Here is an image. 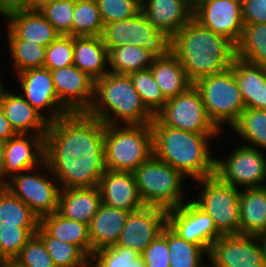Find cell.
<instances>
[{
	"label": "cell",
	"mask_w": 266,
	"mask_h": 267,
	"mask_svg": "<svg viewBox=\"0 0 266 267\" xmlns=\"http://www.w3.org/2000/svg\"><path fill=\"white\" fill-rule=\"evenodd\" d=\"M36 234L53 260L55 267H88L90 258L77 246L49 236L40 226Z\"/></svg>",
	"instance_id": "obj_37"
},
{
	"label": "cell",
	"mask_w": 266,
	"mask_h": 267,
	"mask_svg": "<svg viewBox=\"0 0 266 267\" xmlns=\"http://www.w3.org/2000/svg\"><path fill=\"white\" fill-rule=\"evenodd\" d=\"M153 155L150 124L105 125V167L111 171L134 172Z\"/></svg>",
	"instance_id": "obj_5"
},
{
	"label": "cell",
	"mask_w": 266,
	"mask_h": 267,
	"mask_svg": "<svg viewBox=\"0 0 266 267\" xmlns=\"http://www.w3.org/2000/svg\"><path fill=\"white\" fill-rule=\"evenodd\" d=\"M156 57L136 45H123L112 48L108 52L109 72L116 74H130L139 70L148 69Z\"/></svg>",
	"instance_id": "obj_31"
},
{
	"label": "cell",
	"mask_w": 266,
	"mask_h": 267,
	"mask_svg": "<svg viewBox=\"0 0 266 267\" xmlns=\"http://www.w3.org/2000/svg\"><path fill=\"white\" fill-rule=\"evenodd\" d=\"M133 173L145 206H155L168 211L184 203L182 185L186 177L154 155Z\"/></svg>",
	"instance_id": "obj_6"
},
{
	"label": "cell",
	"mask_w": 266,
	"mask_h": 267,
	"mask_svg": "<svg viewBox=\"0 0 266 267\" xmlns=\"http://www.w3.org/2000/svg\"><path fill=\"white\" fill-rule=\"evenodd\" d=\"M172 38L158 31L142 12L133 16V37L129 44L145 48L156 58L167 56L171 52Z\"/></svg>",
	"instance_id": "obj_30"
},
{
	"label": "cell",
	"mask_w": 266,
	"mask_h": 267,
	"mask_svg": "<svg viewBox=\"0 0 266 267\" xmlns=\"http://www.w3.org/2000/svg\"><path fill=\"white\" fill-rule=\"evenodd\" d=\"M59 101L71 112H87L94 99L95 80L74 64L50 70Z\"/></svg>",
	"instance_id": "obj_17"
},
{
	"label": "cell",
	"mask_w": 266,
	"mask_h": 267,
	"mask_svg": "<svg viewBox=\"0 0 266 267\" xmlns=\"http://www.w3.org/2000/svg\"><path fill=\"white\" fill-rule=\"evenodd\" d=\"M259 238L261 239V242H262V244H263V248H264V252H265V254H266V232L263 233V234H261V235L259 236Z\"/></svg>",
	"instance_id": "obj_56"
},
{
	"label": "cell",
	"mask_w": 266,
	"mask_h": 267,
	"mask_svg": "<svg viewBox=\"0 0 266 267\" xmlns=\"http://www.w3.org/2000/svg\"><path fill=\"white\" fill-rule=\"evenodd\" d=\"M105 124L86 112L48 124L44 161L61 189L95 187L106 170Z\"/></svg>",
	"instance_id": "obj_1"
},
{
	"label": "cell",
	"mask_w": 266,
	"mask_h": 267,
	"mask_svg": "<svg viewBox=\"0 0 266 267\" xmlns=\"http://www.w3.org/2000/svg\"><path fill=\"white\" fill-rule=\"evenodd\" d=\"M75 0H56L42 6L39 11L62 35L72 36V19Z\"/></svg>",
	"instance_id": "obj_42"
},
{
	"label": "cell",
	"mask_w": 266,
	"mask_h": 267,
	"mask_svg": "<svg viewBox=\"0 0 266 267\" xmlns=\"http://www.w3.org/2000/svg\"><path fill=\"white\" fill-rule=\"evenodd\" d=\"M7 91L1 104L5 117L18 134L46 135L49 122L20 94Z\"/></svg>",
	"instance_id": "obj_22"
},
{
	"label": "cell",
	"mask_w": 266,
	"mask_h": 267,
	"mask_svg": "<svg viewBox=\"0 0 266 267\" xmlns=\"http://www.w3.org/2000/svg\"><path fill=\"white\" fill-rule=\"evenodd\" d=\"M102 203L124 211L133 212L143 208L133 172L106 169L98 183Z\"/></svg>",
	"instance_id": "obj_19"
},
{
	"label": "cell",
	"mask_w": 266,
	"mask_h": 267,
	"mask_svg": "<svg viewBox=\"0 0 266 267\" xmlns=\"http://www.w3.org/2000/svg\"><path fill=\"white\" fill-rule=\"evenodd\" d=\"M73 64L94 80L109 73L108 50L101 36H73Z\"/></svg>",
	"instance_id": "obj_26"
},
{
	"label": "cell",
	"mask_w": 266,
	"mask_h": 267,
	"mask_svg": "<svg viewBox=\"0 0 266 267\" xmlns=\"http://www.w3.org/2000/svg\"><path fill=\"white\" fill-rule=\"evenodd\" d=\"M153 155L196 181L215 175V156L210 139L220 134H197L162 125L156 118L151 122ZM192 178V179H191Z\"/></svg>",
	"instance_id": "obj_3"
},
{
	"label": "cell",
	"mask_w": 266,
	"mask_h": 267,
	"mask_svg": "<svg viewBox=\"0 0 266 267\" xmlns=\"http://www.w3.org/2000/svg\"><path fill=\"white\" fill-rule=\"evenodd\" d=\"M4 263L3 259L0 257V266Z\"/></svg>",
	"instance_id": "obj_58"
},
{
	"label": "cell",
	"mask_w": 266,
	"mask_h": 267,
	"mask_svg": "<svg viewBox=\"0 0 266 267\" xmlns=\"http://www.w3.org/2000/svg\"><path fill=\"white\" fill-rule=\"evenodd\" d=\"M17 133L11 127L10 122L5 117L3 110L0 108V139L8 141L10 138L15 136Z\"/></svg>",
	"instance_id": "obj_50"
},
{
	"label": "cell",
	"mask_w": 266,
	"mask_h": 267,
	"mask_svg": "<svg viewBox=\"0 0 266 267\" xmlns=\"http://www.w3.org/2000/svg\"><path fill=\"white\" fill-rule=\"evenodd\" d=\"M170 267H205L202 260L208 253L199 245L186 241L167 224Z\"/></svg>",
	"instance_id": "obj_35"
},
{
	"label": "cell",
	"mask_w": 266,
	"mask_h": 267,
	"mask_svg": "<svg viewBox=\"0 0 266 267\" xmlns=\"http://www.w3.org/2000/svg\"><path fill=\"white\" fill-rule=\"evenodd\" d=\"M246 108L266 110V66L238 57L231 66Z\"/></svg>",
	"instance_id": "obj_23"
},
{
	"label": "cell",
	"mask_w": 266,
	"mask_h": 267,
	"mask_svg": "<svg viewBox=\"0 0 266 267\" xmlns=\"http://www.w3.org/2000/svg\"><path fill=\"white\" fill-rule=\"evenodd\" d=\"M145 267H170L167 242V224L161 233L146 247L140 255Z\"/></svg>",
	"instance_id": "obj_47"
},
{
	"label": "cell",
	"mask_w": 266,
	"mask_h": 267,
	"mask_svg": "<svg viewBox=\"0 0 266 267\" xmlns=\"http://www.w3.org/2000/svg\"><path fill=\"white\" fill-rule=\"evenodd\" d=\"M39 226H9L0 224V257L13 261Z\"/></svg>",
	"instance_id": "obj_40"
},
{
	"label": "cell",
	"mask_w": 266,
	"mask_h": 267,
	"mask_svg": "<svg viewBox=\"0 0 266 267\" xmlns=\"http://www.w3.org/2000/svg\"><path fill=\"white\" fill-rule=\"evenodd\" d=\"M6 141L0 139V186H1V169L4 163V151Z\"/></svg>",
	"instance_id": "obj_52"
},
{
	"label": "cell",
	"mask_w": 266,
	"mask_h": 267,
	"mask_svg": "<svg viewBox=\"0 0 266 267\" xmlns=\"http://www.w3.org/2000/svg\"><path fill=\"white\" fill-rule=\"evenodd\" d=\"M230 128L243 140V145L266 150V110L245 108Z\"/></svg>",
	"instance_id": "obj_32"
},
{
	"label": "cell",
	"mask_w": 266,
	"mask_h": 267,
	"mask_svg": "<svg viewBox=\"0 0 266 267\" xmlns=\"http://www.w3.org/2000/svg\"><path fill=\"white\" fill-rule=\"evenodd\" d=\"M193 18L235 45L242 37V0H203L193 13Z\"/></svg>",
	"instance_id": "obj_16"
},
{
	"label": "cell",
	"mask_w": 266,
	"mask_h": 267,
	"mask_svg": "<svg viewBox=\"0 0 266 267\" xmlns=\"http://www.w3.org/2000/svg\"><path fill=\"white\" fill-rule=\"evenodd\" d=\"M1 72V71H0ZM2 73H0V108H1V104H2V102H3V99H4V96H5V94L7 93V91H8V89H6L7 87H5L4 85H3V82H2ZM4 87H5V89H4Z\"/></svg>",
	"instance_id": "obj_53"
},
{
	"label": "cell",
	"mask_w": 266,
	"mask_h": 267,
	"mask_svg": "<svg viewBox=\"0 0 266 267\" xmlns=\"http://www.w3.org/2000/svg\"><path fill=\"white\" fill-rule=\"evenodd\" d=\"M24 99L49 123L71 113L58 99L51 71L45 67L28 69L17 74ZM47 109V110H46ZM46 110V113H42Z\"/></svg>",
	"instance_id": "obj_13"
},
{
	"label": "cell",
	"mask_w": 266,
	"mask_h": 267,
	"mask_svg": "<svg viewBox=\"0 0 266 267\" xmlns=\"http://www.w3.org/2000/svg\"><path fill=\"white\" fill-rule=\"evenodd\" d=\"M96 3L104 25L141 12V0H96Z\"/></svg>",
	"instance_id": "obj_44"
},
{
	"label": "cell",
	"mask_w": 266,
	"mask_h": 267,
	"mask_svg": "<svg viewBox=\"0 0 266 267\" xmlns=\"http://www.w3.org/2000/svg\"><path fill=\"white\" fill-rule=\"evenodd\" d=\"M155 118L162 125L175 129L197 134H221L210 120L201 93L194 84L184 93L167 99Z\"/></svg>",
	"instance_id": "obj_10"
},
{
	"label": "cell",
	"mask_w": 266,
	"mask_h": 267,
	"mask_svg": "<svg viewBox=\"0 0 266 267\" xmlns=\"http://www.w3.org/2000/svg\"><path fill=\"white\" fill-rule=\"evenodd\" d=\"M23 9L35 10V0H0V10L5 14Z\"/></svg>",
	"instance_id": "obj_49"
},
{
	"label": "cell",
	"mask_w": 266,
	"mask_h": 267,
	"mask_svg": "<svg viewBox=\"0 0 266 267\" xmlns=\"http://www.w3.org/2000/svg\"><path fill=\"white\" fill-rule=\"evenodd\" d=\"M0 16H3L4 19L6 18V14L0 10Z\"/></svg>",
	"instance_id": "obj_57"
},
{
	"label": "cell",
	"mask_w": 266,
	"mask_h": 267,
	"mask_svg": "<svg viewBox=\"0 0 266 267\" xmlns=\"http://www.w3.org/2000/svg\"><path fill=\"white\" fill-rule=\"evenodd\" d=\"M149 68L166 100L184 93L193 85L182 64L172 52L167 56L155 58Z\"/></svg>",
	"instance_id": "obj_29"
},
{
	"label": "cell",
	"mask_w": 266,
	"mask_h": 267,
	"mask_svg": "<svg viewBox=\"0 0 266 267\" xmlns=\"http://www.w3.org/2000/svg\"><path fill=\"white\" fill-rule=\"evenodd\" d=\"M101 204L97 186L61 189L58 212L68 219L89 225Z\"/></svg>",
	"instance_id": "obj_24"
},
{
	"label": "cell",
	"mask_w": 266,
	"mask_h": 267,
	"mask_svg": "<svg viewBox=\"0 0 266 267\" xmlns=\"http://www.w3.org/2000/svg\"><path fill=\"white\" fill-rule=\"evenodd\" d=\"M171 52L178 58L189 81L221 73L233 65L236 45L192 18L173 37Z\"/></svg>",
	"instance_id": "obj_2"
},
{
	"label": "cell",
	"mask_w": 266,
	"mask_h": 267,
	"mask_svg": "<svg viewBox=\"0 0 266 267\" xmlns=\"http://www.w3.org/2000/svg\"><path fill=\"white\" fill-rule=\"evenodd\" d=\"M8 29V30H7ZM10 58L16 74L28 69L43 67L46 47L35 42L18 38L7 26Z\"/></svg>",
	"instance_id": "obj_33"
},
{
	"label": "cell",
	"mask_w": 266,
	"mask_h": 267,
	"mask_svg": "<svg viewBox=\"0 0 266 267\" xmlns=\"http://www.w3.org/2000/svg\"><path fill=\"white\" fill-rule=\"evenodd\" d=\"M133 37V16L124 20L105 24L101 34L108 52L115 47L129 44Z\"/></svg>",
	"instance_id": "obj_46"
},
{
	"label": "cell",
	"mask_w": 266,
	"mask_h": 267,
	"mask_svg": "<svg viewBox=\"0 0 266 267\" xmlns=\"http://www.w3.org/2000/svg\"><path fill=\"white\" fill-rule=\"evenodd\" d=\"M201 185L192 201L210 215L221 235L240 234V189L221 182L215 175L194 181Z\"/></svg>",
	"instance_id": "obj_8"
},
{
	"label": "cell",
	"mask_w": 266,
	"mask_h": 267,
	"mask_svg": "<svg viewBox=\"0 0 266 267\" xmlns=\"http://www.w3.org/2000/svg\"><path fill=\"white\" fill-rule=\"evenodd\" d=\"M129 213L101 204L89 224L92 255L97 250L116 245Z\"/></svg>",
	"instance_id": "obj_25"
},
{
	"label": "cell",
	"mask_w": 266,
	"mask_h": 267,
	"mask_svg": "<svg viewBox=\"0 0 266 267\" xmlns=\"http://www.w3.org/2000/svg\"><path fill=\"white\" fill-rule=\"evenodd\" d=\"M6 26L20 39L47 47L60 34L39 10L23 9L6 14ZM8 21V22H7Z\"/></svg>",
	"instance_id": "obj_21"
},
{
	"label": "cell",
	"mask_w": 266,
	"mask_h": 267,
	"mask_svg": "<svg viewBox=\"0 0 266 267\" xmlns=\"http://www.w3.org/2000/svg\"><path fill=\"white\" fill-rule=\"evenodd\" d=\"M141 12L158 31L171 38L193 18L180 0H141Z\"/></svg>",
	"instance_id": "obj_20"
},
{
	"label": "cell",
	"mask_w": 266,
	"mask_h": 267,
	"mask_svg": "<svg viewBox=\"0 0 266 267\" xmlns=\"http://www.w3.org/2000/svg\"><path fill=\"white\" fill-rule=\"evenodd\" d=\"M39 226L49 236L79 247L91 259L89 225L68 219L56 211L41 217Z\"/></svg>",
	"instance_id": "obj_28"
},
{
	"label": "cell",
	"mask_w": 266,
	"mask_h": 267,
	"mask_svg": "<svg viewBox=\"0 0 266 267\" xmlns=\"http://www.w3.org/2000/svg\"><path fill=\"white\" fill-rule=\"evenodd\" d=\"M44 156L45 135L18 133L10 138L5 145L1 186L12 176L40 166Z\"/></svg>",
	"instance_id": "obj_18"
},
{
	"label": "cell",
	"mask_w": 266,
	"mask_h": 267,
	"mask_svg": "<svg viewBox=\"0 0 266 267\" xmlns=\"http://www.w3.org/2000/svg\"><path fill=\"white\" fill-rule=\"evenodd\" d=\"M167 224V210L144 206L130 212L114 247L135 250L141 255Z\"/></svg>",
	"instance_id": "obj_15"
},
{
	"label": "cell",
	"mask_w": 266,
	"mask_h": 267,
	"mask_svg": "<svg viewBox=\"0 0 266 267\" xmlns=\"http://www.w3.org/2000/svg\"><path fill=\"white\" fill-rule=\"evenodd\" d=\"M185 6H187L192 13H194L202 4L203 0H180Z\"/></svg>",
	"instance_id": "obj_51"
},
{
	"label": "cell",
	"mask_w": 266,
	"mask_h": 267,
	"mask_svg": "<svg viewBox=\"0 0 266 267\" xmlns=\"http://www.w3.org/2000/svg\"><path fill=\"white\" fill-rule=\"evenodd\" d=\"M236 52L237 57L244 61L266 66V23L244 24Z\"/></svg>",
	"instance_id": "obj_34"
},
{
	"label": "cell",
	"mask_w": 266,
	"mask_h": 267,
	"mask_svg": "<svg viewBox=\"0 0 266 267\" xmlns=\"http://www.w3.org/2000/svg\"><path fill=\"white\" fill-rule=\"evenodd\" d=\"M0 224L9 226H39L40 218L6 187L0 186Z\"/></svg>",
	"instance_id": "obj_36"
},
{
	"label": "cell",
	"mask_w": 266,
	"mask_h": 267,
	"mask_svg": "<svg viewBox=\"0 0 266 267\" xmlns=\"http://www.w3.org/2000/svg\"><path fill=\"white\" fill-rule=\"evenodd\" d=\"M90 264L93 267H145L135 250L114 246L94 252Z\"/></svg>",
	"instance_id": "obj_41"
},
{
	"label": "cell",
	"mask_w": 266,
	"mask_h": 267,
	"mask_svg": "<svg viewBox=\"0 0 266 267\" xmlns=\"http://www.w3.org/2000/svg\"><path fill=\"white\" fill-rule=\"evenodd\" d=\"M240 190V234L260 236L266 232V185Z\"/></svg>",
	"instance_id": "obj_27"
},
{
	"label": "cell",
	"mask_w": 266,
	"mask_h": 267,
	"mask_svg": "<svg viewBox=\"0 0 266 267\" xmlns=\"http://www.w3.org/2000/svg\"><path fill=\"white\" fill-rule=\"evenodd\" d=\"M128 75L143 104L155 116L163 108L166 99L155 82L150 68Z\"/></svg>",
	"instance_id": "obj_39"
},
{
	"label": "cell",
	"mask_w": 266,
	"mask_h": 267,
	"mask_svg": "<svg viewBox=\"0 0 266 267\" xmlns=\"http://www.w3.org/2000/svg\"><path fill=\"white\" fill-rule=\"evenodd\" d=\"M73 64V36L60 34L46 47L43 67L60 69Z\"/></svg>",
	"instance_id": "obj_45"
},
{
	"label": "cell",
	"mask_w": 266,
	"mask_h": 267,
	"mask_svg": "<svg viewBox=\"0 0 266 267\" xmlns=\"http://www.w3.org/2000/svg\"><path fill=\"white\" fill-rule=\"evenodd\" d=\"M225 158L215 159V176L221 182L238 189L265 186L266 157L261 149L241 144Z\"/></svg>",
	"instance_id": "obj_11"
},
{
	"label": "cell",
	"mask_w": 266,
	"mask_h": 267,
	"mask_svg": "<svg viewBox=\"0 0 266 267\" xmlns=\"http://www.w3.org/2000/svg\"><path fill=\"white\" fill-rule=\"evenodd\" d=\"M86 113L105 125L151 124L155 118L129 75L112 72L95 80L94 99Z\"/></svg>",
	"instance_id": "obj_4"
},
{
	"label": "cell",
	"mask_w": 266,
	"mask_h": 267,
	"mask_svg": "<svg viewBox=\"0 0 266 267\" xmlns=\"http://www.w3.org/2000/svg\"><path fill=\"white\" fill-rule=\"evenodd\" d=\"M103 27L96 0H75L72 36H101Z\"/></svg>",
	"instance_id": "obj_38"
},
{
	"label": "cell",
	"mask_w": 266,
	"mask_h": 267,
	"mask_svg": "<svg viewBox=\"0 0 266 267\" xmlns=\"http://www.w3.org/2000/svg\"><path fill=\"white\" fill-rule=\"evenodd\" d=\"M19 267H55L43 240L34 234L13 260Z\"/></svg>",
	"instance_id": "obj_43"
},
{
	"label": "cell",
	"mask_w": 266,
	"mask_h": 267,
	"mask_svg": "<svg viewBox=\"0 0 266 267\" xmlns=\"http://www.w3.org/2000/svg\"><path fill=\"white\" fill-rule=\"evenodd\" d=\"M54 1L56 0H35V10H39L45 4L54 2Z\"/></svg>",
	"instance_id": "obj_54"
},
{
	"label": "cell",
	"mask_w": 266,
	"mask_h": 267,
	"mask_svg": "<svg viewBox=\"0 0 266 267\" xmlns=\"http://www.w3.org/2000/svg\"><path fill=\"white\" fill-rule=\"evenodd\" d=\"M0 267H19V266L13 261H4V263Z\"/></svg>",
	"instance_id": "obj_55"
},
{
	"label": "cell",
	"mask_w": 266,
	"mask_h": 267,
	"mask_svg": "<svg viewBox=\"0 0 266 267\" xmlns=\"http://www.w3.org/2000/svg\"><path fill=\"white\" fill-rule=\"evenodd\" d=\"M244 24L266 23V0H242Z\"/></svg>",
	"instance_id": "obj_48"
},
{
	"label": "cell",
	"mask_w": 266,
	"mask_h": 267,
	"mask_svg": "<svg viewBox=\"0 0 266 267\" xmlns=\"http://www.w3.org/2000/svg\"><path fill=\"white\" fill-rule=\"evenodd\" d=\"M167 211V224L186 241L201 246L208 254L212 244L222 235L213 218L192 200Z\"/></svg>",
	"instance_id": "obj_14"
},
{
	"label": "cell",
	"mask_w": 266,
	"mask_h": 267,
	"mask_svg": "<svg viewBox=\"0 0 266 267\" xmlns=\"http://www.w3.org/2000/svg\"><path fill=\"white\" fill-rule=\"evenodd\" d=\"M194 86L201 93L210 120L221 132L225 124L231 127L246 108L231 67L199 79Z\"/></svg>",
	"instance_id": "obj_7"
},
{
	"label": "cell",
	"mask_w": 266,
	"mask_h": 267,
	"mask_svg": "<svg viewBox=\"0 0 266 267\" xmlns=\"http://www.w3.org/2000/svg\"><path fill=\"white\" fill-rule=\"evenodd\" d=\"M35 169L32 168L12 176L4 183V187L41 218L58 211L61 188L45 161L37 168L41 169V172Z\"/></svg>",
	"instance_id": "obj_9"
},
{
	"label": "cell",
	"mask_w": 266,
	"mask_h": 267,
	"mask_svg": "<svg viewBox=\"0 0 266 267\" xmlns=\"http://www.w3.org/2000/svg\"><path fill=\"white\" fill-rule=\"evenodd\" d=\"M212 267H266V254L257 235H222L208 254Z\"/></svg>",
	"instance_id": "obj_12"
}]
</instances>
